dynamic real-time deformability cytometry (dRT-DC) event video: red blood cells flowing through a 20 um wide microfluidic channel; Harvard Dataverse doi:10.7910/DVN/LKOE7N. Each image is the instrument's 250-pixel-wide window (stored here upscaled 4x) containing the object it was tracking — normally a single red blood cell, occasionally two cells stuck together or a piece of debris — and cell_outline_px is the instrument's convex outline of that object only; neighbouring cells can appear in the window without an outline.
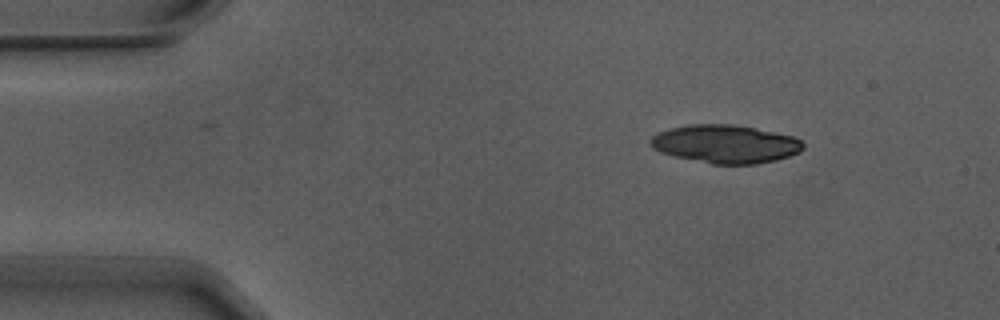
{"species": "Egyptian fruit bat (a non-hibernating species)", "species_latin": "Rousettus aegyptiacus", "temperature_condition": "warm", "stored_images_in_passage": 3, "camera_frame_rate_fps": 3000, "um_per_image_px": 0.085, "animal": {"sex": "male"}, "frame": {"image": 1, "passage_image": 1, "time_ms": 0.0, "image_size_px": [1000, 320], "cell_outline_px": [[804, 148], [800, 152], [776, 160], [756, 164], [712, 164], [672, 156], [660, 152], [652, 148], [648, 144], [648, 140], [652, 136], [668, 128], [688, 124], [732, 124], [756, 128], [792, 136], [800, 140], [804, 144]], "centroid_in_image_um": [61.61, 12.24], "position_along_channel_um": 23.4, "area_um2": 34.28}}